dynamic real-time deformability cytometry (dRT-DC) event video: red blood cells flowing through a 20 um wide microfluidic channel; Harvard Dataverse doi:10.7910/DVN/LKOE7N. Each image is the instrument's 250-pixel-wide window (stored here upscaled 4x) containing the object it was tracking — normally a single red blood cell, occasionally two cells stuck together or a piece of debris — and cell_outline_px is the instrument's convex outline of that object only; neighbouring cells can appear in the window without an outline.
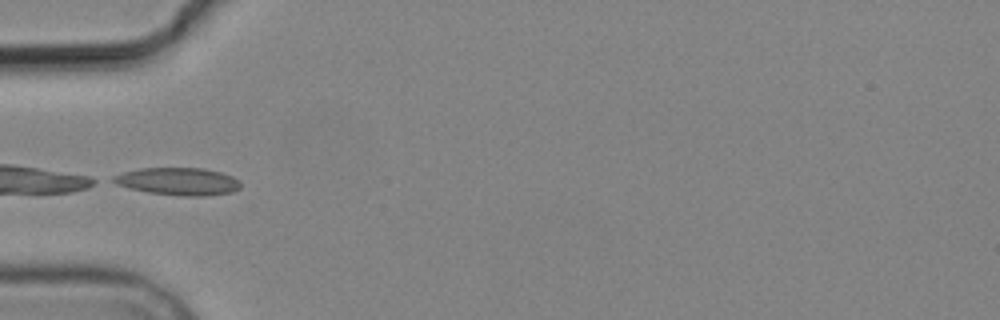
{"species": "common noctule bat (a hibernating species)", "species_latin": "Nyctalus noctula", "temperature_condition": "cold", "stored_images_in_passage": 8, "camera_frame_rate_fps": 3000, "um_per_image_px": 0.085, "animal": {"sex": "male", "body_mass_g": 19.2, "forearm_length_mm": 51.8}, "frame": {"image": 1, "passage_image": 4, "time_ms": 4.667, "image_size_px": [1000, 320], "cell_outline_px": [[240, 188], [232, 192], [204, 196], [184, 196], [148, 192], [128, 188], [104, 180], [112, 176], [124, 172], [140, 168], [204, 168], [220, 172], [232, 176], [240, 184]], "centroid_in_image_um": [15.06, 15.41], "position_along_channel_um": 69.9, "area_um2": 20.52}}
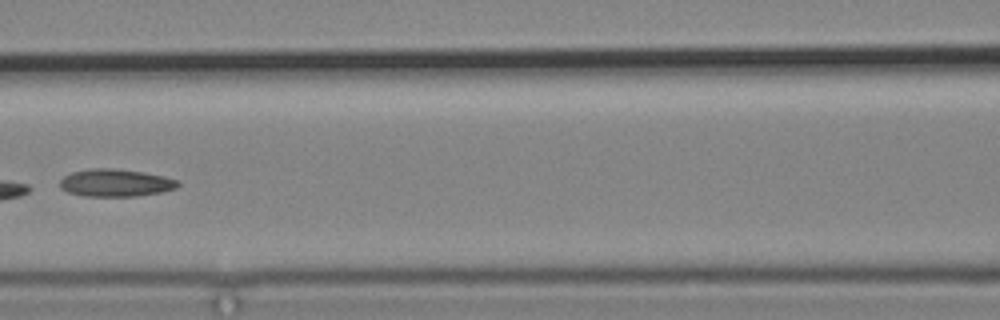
{"frame": {"image": 2, "passage_image": 6, "time_ms": 7.0, "image_size_px": [1000, 320], "cell_outline_px": [[180, 184], [176, 188], [160, 192], [136, 196], [84, 196], [68, 192], [60, 188], [60, 180], [64, 176], [72, 172], [88, 168], [116, 168], [144, 172], [164, 176], [180, 180]], "centroid_in_image_um": [9.83, 15.53], "position_along_channel_um": 156.8, "area_um2": 19.07}}
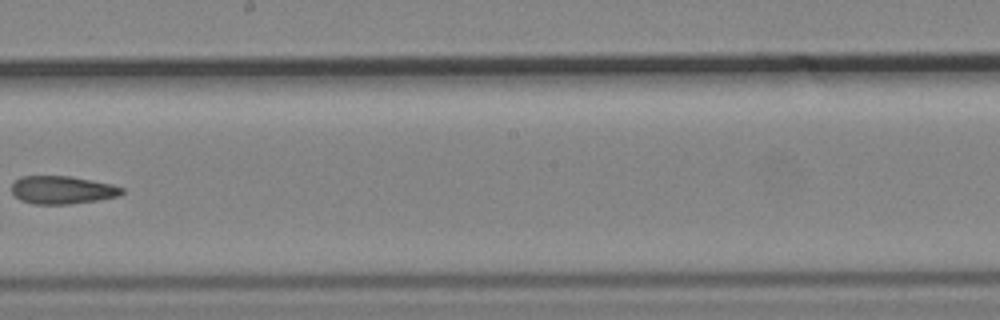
{"frame": {"image": 3, "passage_image": 8, "time_ms": 9.333, "image_size_px": [1000, 320], "cell_outline_px": [[124, 192], [116, 196], [96, 200], [68, 204], [32, 204], [20, 200], [12, 192], [12, 184], [20, 176], [68, 176], [112, 184], [124, 188]], "centroid_in_image_um": [5.26, 16.14], "position_along_channel_um": 242.9, "area_um2": 17.8}}